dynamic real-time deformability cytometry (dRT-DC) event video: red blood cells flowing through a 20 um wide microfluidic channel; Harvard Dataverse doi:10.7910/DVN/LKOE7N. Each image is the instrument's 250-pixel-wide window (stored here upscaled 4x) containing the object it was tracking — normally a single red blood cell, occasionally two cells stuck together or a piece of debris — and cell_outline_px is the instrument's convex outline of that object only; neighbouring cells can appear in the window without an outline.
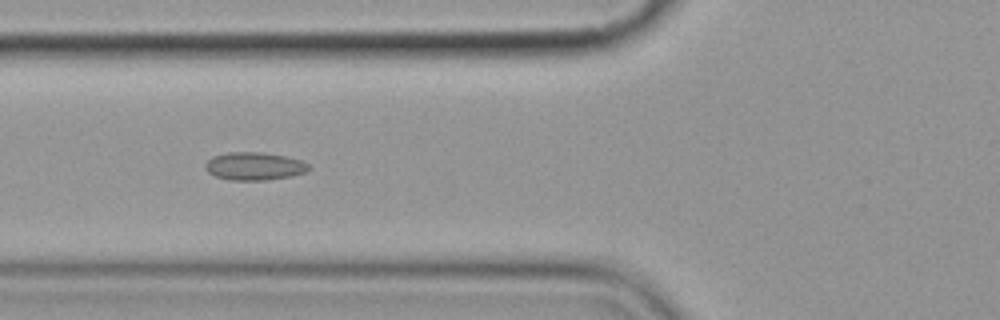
{"species": "common noctule bat (a hibernating species)", "species_latin": "Nyctalus noctula", "temperature_condition": "cold", "stored_images_in_passage": 7, "camera_frame_rate_fps": 3000, "um_per_image_px": 0.085, "animal": {"sex": "female", "body_mass_g": 19.9}, "frame": {"image": 1, "passage_image": 2, "time_ms": 1.0, "image_size_px": [1000, 320], "cell_outline_px": [[312, 168], [304, 172], [292, 176], [264, 180], [228, 180], [216, 176], [208, 172], [204, 168], [204, 164], [212, 156], [228, 152], [264, 152], [284, 156], [300, 160], [308, 164]], "centroid_in_image_um": [21.59, 14.12], "position_along_channel_um": 104.2, "area_um2": 16.88}}
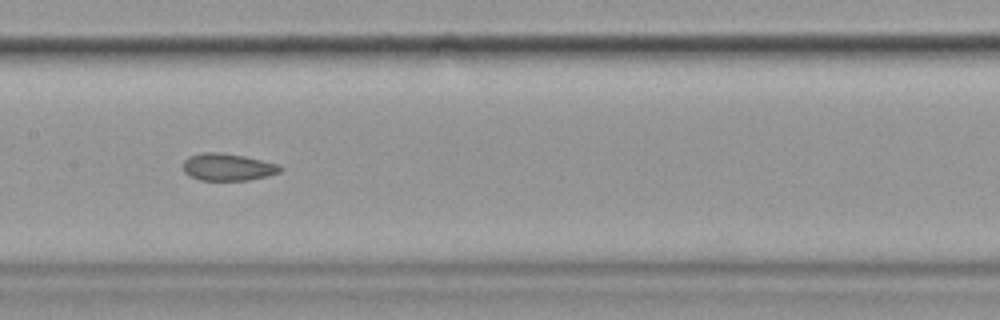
{"frame": {"image": 2, "passage_image": 4, "time_ms": 3.333, "image_size_px": [1000, 320], "cell_outline_px": [[280, 172], [268, 176], [248, 180], [200, 180], [184, 172], [184, 160], [188, 156], [204, 152], [220, 152], [244, 156], [276, 164], [280, 168]], "centroid_in_image_um": [19.32, 14.2], "position_along_channel_um": 188.1, "area_um2": 15.14}}
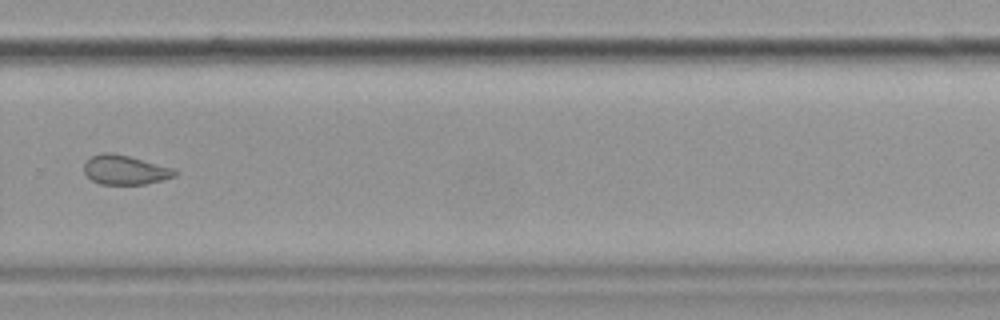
{"frame": {"image": 3, "passage_image": 7, "time_ms": 7.0, "image_size_px": [1000, 320], "cell_outline_px": [[180, 172], [176, 176], [144, 184], [100, 184], [92, 180], [84, 172], [84, 164], [92, 156], [104, 152], [108, 152], [128, 156], [172, 168]], "centroid_in_image_um": [10.63, 14.45], "position_along_channel_um": 319.2, "area_um2": 15.26}}